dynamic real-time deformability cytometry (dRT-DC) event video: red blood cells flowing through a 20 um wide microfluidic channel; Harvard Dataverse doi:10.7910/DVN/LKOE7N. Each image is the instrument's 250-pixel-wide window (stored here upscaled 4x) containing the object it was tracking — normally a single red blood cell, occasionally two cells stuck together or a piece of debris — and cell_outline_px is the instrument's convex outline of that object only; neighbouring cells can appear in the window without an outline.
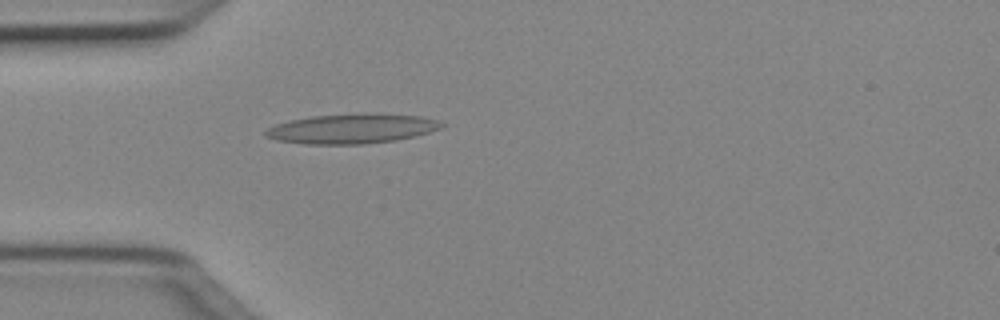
{"species": "Egyptian fruit bat (a non-hibernating species)", "species_latin": "Rousettus aegyptiacus", "temperature_condition": "cold", "stored_images_in_passage": 49, "camera_frame_rate_fps": 3000, "um_per_image_px": 0.085, "animal": {"sex": "female"}, "frame": {"image": 1, "passage_image": 14, "time_ms": 4.333, "image_size_px": [1000, 320], "cell_outline_px": [[444, 124], [440, 128], [416, 136], [392, 140], [364, 144], [304, 144], [276, 140], [268, 136], [264, 132], [268, 128], [276, 124], [288, 120], [312, 116], [364, 112], [420, 116], [436, 120]], "centroid_in_image_um": [29.88, 10.92], "position_along_channel_um": 55.1, "area_um2": 30.46}}
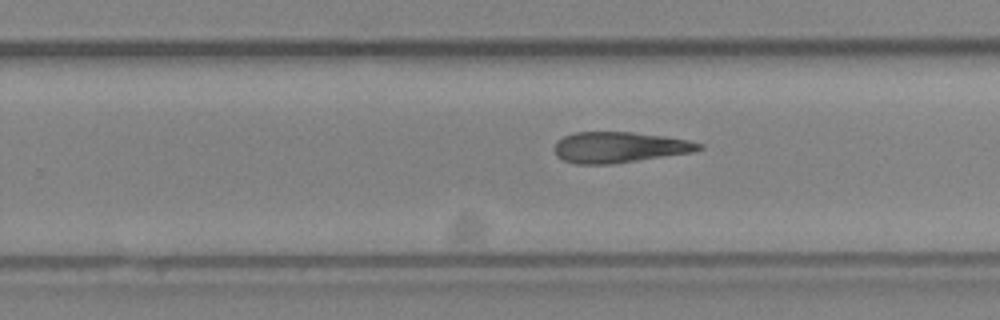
{"frame": {"image": 2, "passage_image": 31, "time_ms": 10.0, "image_size_px": [1000, 320], "cell_outline_px": [[704, 148], [692, 152], [612, 164], [576, 164], [564, 160], [556, 156], [552, 148], [556, 140], [564, 136], [576, 132], [632, 132], [688, 140], [704, 144]], "centroid_in_image_um": [52.59, 12.52], "position_along_channel_um": 277.2, "area_um2": 25.95}}
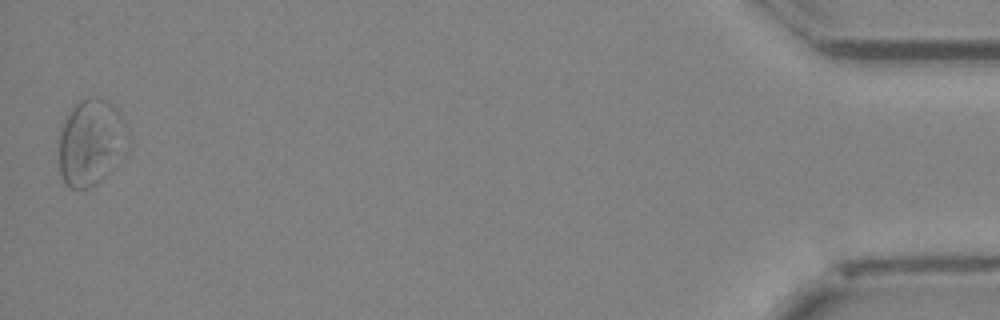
{"frame": {"image": 3, "passage_image": 49, "time_ms": 16.0, "image_size_px": [1000, 320], "cell_outline_px": [[128, 152], [96, 184], [88, 188], [72, 188], [64, 180], [60, 172], [60, 132], [64, 120], [72, 108], [80, 100], [92, 96], [96, 96], [108, 100], [116, 108], [128, 124]], "centroid_in_image_um": [7.8, 12.06], "position_along_channel_um": 427.4, "area_um2": 34.97}}